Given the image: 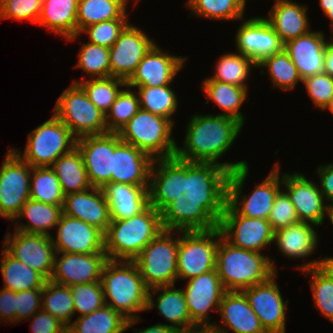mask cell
Instances as JSON below:
<instances>
[{
    "mask_svg": "<svg viewBox=\"0 0 333 333\" xmlns=\"http://www.w3.org/2000/svg\"><path fill=\"white\" fill-rule=\"evenodd\" d=\"M230 171L213 163L176 156L155 159L150 173L149 205L161 213L164 230L208 231L219 226L227 203Z\"/></svg>",
    "mask_w": 333,
    "mask_h": 333,
    "instance_id": "obj_1",
    "label": "cell"
},
{
    "mask_svg": "<svg viewBox=\"0 0 333 333\" xmlns=\"http://www.w3.org/2000/svg\"><path fill=\"white\" fill-rule=\"evenodd\" d=\"M244 125L235 118L220 114L193 115L186 127L183 147L177 146L175 156L188 162L213 163L232 172L248 165L246 160L220 162ZM219 159V161H218Z\"/></svg>",
    "mask_w": 333,
    "mask_h": 333,
    "instance_id": "obj_2",
    "label": "cell"
},
{
    "mask_svg": "<svg viewBox=\"0 0 333 333\" xmlns=\"http://www.w3.org/2000/svg\"><path fill=\"white\" fill-rule=\"evenodd\" d=\"M101 284L106 305L128 320L126 330L141 322L136 312L147 310L149 288L134 261L108 259L102 269Z\"/></svg>",
    "mask_w": 333,
    "mask_h": 333,
    "instance_id": "obj_3",
    "label": "cell"
},
{
    "mask_svg": "<svg viewBox=\"0 0 333 333\" xmlns=\"http://www.w3.org/2000/svg\"><path fill=\"white\" fill-rule=\"evenodd\" d=\"M162 230L161 213L151 205L131 218L111 220L104 234L107 259L133 261Z\"/></svg>",
    "mask_w": 333,
    "mask_h": 333,
    "instance_id": "obj_4",
    "label": "cell"
},
{
    "mask_svg": "<svg viewBox=\"0 0 333 333\" xmlns=\"http://www.w3.org/2000/svg\"><path fill=\"white\" fill-rule=\"evenodd\" d=\"M275 262L260 252L237 248L219 240L216 270L226 291H242L268 280L277 272Z\"/></svg>",
    "mask_w": 333,
    "mask_h": 333,
    "instance_id": "obj_5",
    "label": "cell"
},
{
    "mask_svg": "<svg viewBox=\"0 0 333 333\" xmlns=\"http://www.w3.org/2000/svg\"><path fill=\"white\" fill-rule=\"evenodd\" d=\"M174 121L139 109L118 132L121 141L131 144L155 159L173 157L177 143L173 138Z\"/></svg>",
    "mask_w": 333,
    "mask_h": 333,
    "instance_id": "obj_6",
    "label": "cell"
},
{
    "mask_svg": "<svg viewBox=\"0 0 333 333\" xmlns=\"http://www.w3.org/2000/svg\"><path fill=\"white\" fill-rule=\"evenodd\" d=\"M249 165L237 168L229 174L227 183V203L239 214L248 218L268 219L274 201L282 190L280 164L273 165L269 175L248 195H241ZM281 175V176H280Z\"/></svg>",
    "mask_w": 333,
    "mask_h": 333,
    "instance_id": "obj_7",
    "label": "cell"
},
{
    "mask_svg": "<svg viewBox=\"0 0 333 333\" xmlns=\"http://www.w3.org/2000/svg\"><path fill=\"white\" fill-rule=\"evenodd\" d=\"M77 138L54 114L51 118L29 132L22 154L12 150L31 167H51L62 155L76 147Z\"/></svg>",
    "mask_w": 333,
    "mask_h": 333,
    "instance_id": "obj_8",
    "label": "cell"
},
{
    "mask_svg": "<svg viewBox=\"0 0 333 333\" xmlns=\"http://www.w3.org/2000/svg\"><path fill=\"white\" fill-rule=\"evenodd\" d=\"M177 231L162 230L149 242L133 260L146 286H175L177 277V256L179 237L173 238Z\"/></svg>",
    "mask_w": 333,
    "mask_h": 333,
    "instance_id": "obj_9",
    "label": "cell"
},
{
    "mask_svg": "<svg viewBox=\"0 0 333 333\" xmlns=\"http://www.w3.org/2000/svg\"><path fill=\"white\" fill-rule=\"evenodd\" d=\"M53 111L77 139L107 132L105 114L89 100L78 83L72 82L62 92Z\"/></svg>",
    "mask_w": 333,
    "mask_h": 333,
    "instance_id": "obj_10",
    "label": "cell"
},
{
    "mask_svg": "<svg viewBox=\"0 0 333 333\" xmlns=\"http://www.w3.org/2000/svg\"><path fill=\"white\" fill-rule=\"evenodd\" d=\"M177 277L189 280L216 269L217 249L223 237L219 227L208 231H178Z\"/></svg>",
    "mask_w": 333,
    "mask_h": 333,
    "instance_id": "obj_11",
    "label": "cell"
},
{
    "mask_svg": "<svg viewBox=\"0 0 333 333\" xmlns=\"http://www.w3.org/2000/svg\"><path fill=\"white\" fill-rule=\"evenodd\" d=\"M32 167L9 148L0 169V217L11 220L30 199Z\"/></svg>",
    "mask_w": 333,
    "mask_h": 333,
    "instance_id": "obj_12",
    "label": "cell"
},
{
    "mask_svg": "<svg viewBox=\"0 0 333 333\" xmlns=\"http://www.w3.org/2000/svg\"><path fill=\"white\" fill-rule=\"evenodd\" d=\"M223 238L237 248L260 252L274 242V230L268 219L239 215L228 203L218 226Z\"/></svg>",
    "mask_w": 333,
    "mask_h": 333,
    "instance_id": "obj_13",
    "label": "cell"
},
{
    "mask_svg": "<svg viewBox=\"0 0 333 333\" xmlns=\"http://www.w3.org/2000/svg\"><path fill=\"white\" fill-rule=\"evenodd\" d=\"M3 247L16 259L39 272L46 280L54 269L55 247L52 237L43 234L8 231Z\"/></svg>",
    "mask_w": 333,
    "mask_h": 333,
    "instance_id": "obj_14",
    "label": "cell"
},
{
    "mask_svg": "<svg viewBox=\"0 0 333 333\" xmlns=\"http://www.w3.org/2000/svg\"><path fill=\"white\" fill-rule=\"evenodd\" d=\"M155 44L156 42L144 31L129 23L109 48L110 77L127 82Z\"/></svg>",
    "mask_w": 333,
    "mask_h": 333,
    "instance_id": "obj_15",
    "label": "cell"
},
{
    "mask_svg": "<svg viewBox=\"0 0 333 333\" xmlns=\"http://www.w3.org/2000/svg\"><path fill=\"white\" fill-rule=\"evenodd\" d=\"M276 272L268 280L242 290L249 305L268 333H286V309L276 281Z\"/></svg>",
    "mask_w": 333,
    "mask_h": 333,
    "instance_id": "obj_16",
    "label": "cell"
},
{
    "mask_svg": "<svg viewBox=\"0 0 333 333\" xmlns=\"http://www.w3.org/2000/svg\"><path fill=\"white\" fill-rule=\"evenodd\" d=\"M187 281L183 291L192 323L196 327H212L214 322L210 323L212 318L208 314L214 309L218 312L226 292L217 270L208 271Z\"/></svg>",
    "mask_w": 333,
    "mask_h": 333,
    "instance_id": "obj_17",
    "label": "cell"
},
{
    "mask_svg": "<svg viewBox=\"0 0 333 333\" xmlns=\"http://www.w3.org/2000/svg\"><path fill=\"white\" fill-rule=\"evenodd\" d=\"M239 26L235 37L236 49L257 65L284 49V43L266 17H251Z\"/></svg>",
    "mask_w": 333,
    "mask_h": 333,
    "instance_id": "obj_18",
    "label": "cell"
},
{
    "mask_svg": "<svg viewBox=\"0 0 333 333\" xmlns=\"http://www.w3.org/2000/svg\"><path fill=\"white\" fill-rule=\"evenodd\" d=\"M282 186L290 197L300 222L321 226L325 220L327 202L318 183L308 180L303 173L282 174Z\"/></svg>",
    "mask_w": 333,
    "mask_h": 333,
    "instance_id": "obj_19",
    "label": "cell"
},
{
    "mask_svg": "<svg viewBox=\"0 0 333 333\" xmlns=\"http://www.w3.org/2000/svg\"><path fill=\"white\" fill-rule=\"evenodd\" d=\"M76 147L82 154L90 185L103 188L107 183H112L114 133L78 138Z\"/></svg>",
    "mask_w": 333,
    "mask_h": 333,
    "instance_id": "obj_20",
    "label": "cell"
},
{
    "mask_svg": "<svg viewBox=\"0 0 333 333\" xmlns=\"http://www.w3.org/2000/svg\"><path fill=\"white\" fill-rule=\"evenodd\" d=\"M56 228L57 238L52 236L56 252L105 253L104 233L98 228L63 213Z\"/></svg>",
    "mask_w": 333,
    "mask_h": 333,
    "instance_id": "obj_21",
    "label": "cell"
},
{
    "mask_svg": "<svg viewBox=\"0 0 333 333\" xmlns=\"http://www.w3.org/2000/svg\"><path fill=\"white\" fill-rule=\"evenodd\" d=\"M107 260L106 253L56 252L54 269L49 280L69 287L101 281L102 269Z\"/></svg>",
    "mask_w": 333,
    "mask_h": 333,
    "instance_id": "obj_22",
    "label": "cell"
},
{
    "mask_svg": "<svg viewBox=\"0 0 333 333\" xmlns=\"http://www.w3.org/2000/svg\"><path fill=\"white\" fill-rule=\"evenodd\" d=\"M187 57L174 56L155 44L138 64L136 71L126 82L132 88L171 85L175 76L183 68Z\"/></svg>",
    "mask_w": 333,
    "mask_h": 333,
    "instance_id": "obj_23",
    "label": "cell"
},
{
    "mask_svg": "<svg viewBox=\"0 0 333 333\" xmlns=\"http://www.w3.org/2000/svg\"><path fill=\"white\" fill-rule=\"evenodd\" d=\"M154 159L114 133L112 183L132 184L149 189Z\"/></svg>",
    "mask_w": 333,
    "mask_h": 333,
    "instance_id": "obj_24",
    "label": "cell"
},
{
    "mask_svg": "<svg viewBox=\"0 0 333 333\" xmlns=\"http://www.w3.org/2000/svg\"><path fill=\"white\" fill-rule=\"evenodd\" d=\"M62 210L63 214L82 220L104 234L111 223L110 208L102 188L91 187L66 195Z\"/></svg>",
    "mask_w": 333,
    "mask_h": 333,
    "instance_id": "obj_25",
    "label": "cell"
},
{
    "mask_svg": "<svg viewBox=\"0 0 333 333\" xmlns=\"http://www.w3.org/2000/svg\"><path fill=\"white\" fill-rule=\"evenodd\" d=\"M218 312L222 318L221 324L226 326L220 327L215 322L212 327L219 333H228L227 328L234 333H268L242 291H226Z\"/></svg>",
    "mask_w": 333,
    "mask_h": 333,
    "instance_id": "obj_26",
    "label": "cell"
},
{
    "mask_svg": "<svg viewBox=\"0 0 333 333\" xmlns=\"http://www.w3.org/2000/svg\"><path fill=\"white\" fill-rule=\"evenodd\" d=\"M326 40L322 31H309L284 44L302 80L323 72Z\"/></svg>",
    "mask_w": 333,
    "mask_h": 333,
    "instance_id": "obj_27",
    "label": "cell"
},
{
    "mask_svg": "<svg viewBox=\"0 0 333 333\" xmlns=\"http://www.w3.org/2000/svg\"><path fill=\"white\" fill-rule=\"evenodd\" d=\"M307 8L292 0H275L266 19L284 44L310 31Z\"/></svg>",
    "mask_w": 333,
    "mask_h": 333,
    "instance_id": "obj_28",
    "label": "cell"
},
{
    "mask_svg": "<svg viewBox=\"0 0 333 333\" xmlns=\"http://www.w3.org/2000/svg\"><path fill=\"white\" fill-rule=\"evenodd\" d=\"M173 287L174 285L158 286L149 289L147 310L156 307L159 314H161L168 322L172 323L169 325L175 327L180 332L196 328L191 321L183 289H176ZM154 293L158 295L155 302L152 298Z\"/></svg>",
    "mask_w": 333,
    "mask_h": 333,
    "instance_id": "obj_29",
    "label": "cell"
},
{
    "mask_svg": "<svg viewBox=\"0 0 333 333\" xmlns=\"http://www.w3.org/2000/svg\"><path fill=\"white\" fill-rule=\"evenodd\" d=\"M110 208L111 220L138 215L149 205L148 189L124 183H107L102 188Z\"/></svg>",
    "mask_w": 333,
    "mask_h": 333,
    "instance_id": "obj_30",
    "label": "cell"
},
{
    "mask_svg": "<svg viewBox=\"0 0 333 333\" xmlns=\"http://www.w3.org/2000/svg\"><path fill=\"white\" fill-rule=\"evenodd\" d=\"M313 224L299 222L274 231V243L291 259L309 258L317 250L318 236Z\"/></svg>",
    "mask_w": 333,
    "mask_h": 333,
    "instance_id": "obj_31",
    "label": "cell"
},
{
    "mask_svg": "<svg viewBox=\"0 0 333 333\" xmlns=\"http://www.w3.org/2000/svg\"><path fill=\"white\" fill-rule=\"evenodd\" d=\"M78 0H43L37 25L63 36L66 40L77 35Z\"/></svg>",
    "mask_w": 333,
    "mask_h": 333,
    "instance_id": "obj_32",
    "label": "cell"
},
{
    "mask_svg": "<svg viewBox=\"0 0 333 333\" xmlns=\"http://www.w3.org/2000/svg\"><path fill=\"white\" fill-rule=\"evenodd\" d=\"M62 206L29 199L12 221L14 223L16 220L19 221V219L26 218L29 220V223L21 222L14 228L24 233L43 234L52 237L53 235L48 230L56 228V225L59 223L63 213Z\"/></svg>",
    "mask_w": 333,
    "mask_h": 333,
    "instance_id": "obj_33",
    "label": "cell"
},
{
    "mask_svg": "<svg viewBox=\"0 0 333 333\" xmlns=\"http://www.w3.org/2000/svg\"><path fill=\"white\" fill-rule=\"evenodd\" d=\"M128 2L129 0H78L77 35L67 40L74 41L90 25L111 19H128Z\"/></svg>",
    "mask_w": 333,
    "mask_h": 333,
    "instance_id": "obj_34",
    "label": "cell"
},
{
    "mask_svg": "<svg viewBox=\"0 0 333 333\" xmlns=\"http://www.w3.org/2000/svg\"><path fill=\"white\" fill-rule=\"evenodd\" d=\"M202 82L201 87L204 95L224 111L220 115L235 118L244 125L245 116L242 114L240 107L246 101L248 88L216 80H204Z\"/></svg>",
    "mask_w": 333,
    "mask_h": 333,
    "instance_id": "obj_35",
    "label": "cell"
},
{
    "mask_svg": "<svg viewBox=\"0 0 333 333\" xmlns=\"http://www.w3.org/2000/svg\"><path fill=\"white\" fill-rule=\"evenodd\" d=\"M51 168L55 171L65 196L92 187L87 177L82 154L77 147L59 157Z\"/></svg>",
    "mask_w": 333,
    "mask_h": 333,
    "instance_id": "obj_36",
    "label": "cell"
},
{
    "mask_svg": "<svg viewBox=\"0 0 333 333\" xmlns=\"http://www.w3.org/2000/svg\"><path fill=\"white\" fill-rule=\"evenodd\" d=\"M0 269L4 280L3 288L23 291L43 288L47 281L39 272L14 258L3 246Z\"/></svg>",
    "mask_w": 333,
    "mask_h": 333,
    "instance_id": "obj_37",
    "label": "cell"
},
{
    "mask_svg": "<svg viewBox=\"0 0 333 333\" xmlns=\"http://www.w3.org/2000/svg\"><path fill=\"white\" fill-rule=\"evenodd\" d=\"M127 319L109 305L90 314L78 316L68 327L67 333H123Z\"/></svg>",
    "mask_w": 333,
    "mask_h": 333,
    "instance_id": "obj_38",
    "label": "cell"
},
{
    "mask_svg": "<svg viewBox=\"0 0 333 333\" xmlns=\"http://www.w3.org/2000/svg\"><path fill=\"white\" fill-rule=\"evenodd\" d=\"M41 309L68 327L75 315L71 288L47 280L42 288Z\"/></svg>",
    "mask_w": 333,
    "mask_h": 333,
    "instance_id": "obj_39",
    "label": "cell"
},
{
    "mask_svg": "<svg viewBox=\"0 0 333 333\" xmlns=\"http://www.w3.org/2000/svg\"><path fill=\"white\" fill-rule=\"evenodd\" d=\"M216 63L214 75L205 80L222 81L235 86L249 88L247 78L250 76V69L252 67L257 68V64L252 59L236 51L235 53L223 54Z\"/></svg>",
    "mask_w": 333,
    "mask_h": 333,
    "instance_id": "obj_40",
    "label": "cell"
},
{
    "mask_svg": "<svg viewBox=\"0 0 333 333\" xmlns=\"http://www.w3.org/2000/svg\"><path fill=\"white\" fill-rule=\"evenodd\" d=\"M190 15L214 20H243L246 0H187Z\"/></svg>",
    "mask_w": 333,
    "mask_h": 333,
    "instance_id": "obj_41",
    "label": "cell"
},
{
    "mask_svg": "<svg viewBox=\"0 0 333 333\" xmlns=\"http://www.w3.org/2000/svg\"><path fill=\"white\" fill-rule=\"evenodd\" d=\"M64 198L60 182L51 167H32L30 199L52 205H63Z\"/></svg>",
    "mask_w": 333,
    "mask_h": 333,
    "instance_id": "obj_42",
    "label": "cell"
},
{
    "mask_svg": "<svg viewBox=\"0 0 333 333\" xmlns=\"http://www.w3.org/2000/svg\"><path fill=\"white\" fill-rule=\"evenodd\" d=\"M82 79L81 82L73 80V83H78L89 100L105 115L121 92L122 89L120 88L127 85L126 81L112 76L96 79H86L84 77Z\"/></svg>",
    "mask_w": 333,
    "mask_h": 333,
    "instance_id": "obj_43",
    "label": "cell"
},
{
    "mask_svg": "<svg viewBox=\"0 0 333 333\" xmlns=\"http://www.w3.org/2000/svg\"><path fill=\"white\" fill-rule=\"evenodd\" d=\"M170 87V85L136 87L138 89L136 93L139 98L140 108L173 120L172 117L174 116L172 115L178 109V99L177 94Z\"/></svg>",
    "mask_w": 333,
    "mask_h": 333,
    "instance_id": "obj_44",
    "label": "cell"
},
{
    "mask_svg": "<svg viewBox=\"0 0 333 333\" xmlns=\"http://www.w3.org/2000/svg\"><path fill=\"white\" fill-rule=\"evenodd\" d=\"M257 68H266L272 81L271 84L283 91L293 90L297 86V83H302V78L296 66L284 49L281 52L266 57L257 65Z\"/></svg>",
    "mask_w": 333,
    "mask_h": 333,
    "instance_id": "obj_45",
    "label": "cell"
},
{
    "mask_svg": "<svg viewBox=\"0 0 333 333\" xmlns=\"http://www.w3.org/2000/svg\"><path fill=\"white\" fill-rule=\"evenodd\" d=\"M139 109L140 103L136 91H131L126 85L105 115L107 132L118 133Z\"/></svg>",
    "mask_w": 333,
    "mask_h": 333,
    "instance_id": "obj_46",
    "label": "cell"
},
{
    "mask_svg": "<svg viewBox=\"0 0 333 333\" xmlns=\"http://www.w3.org/2000/svg\"><path fill=\"white\" fill-rule=\"evenodd\" d=\"M78 57L75 67L91 79L110 77L109 48L88 41L81 46Z\"/></svg>",
    "mask_w": 333,
    "mask_h": 333,
    "instance_id": "obj_47",
    "label": "cell"
},
{
    "mask_svg": "<svg viewBox=\"0 0 333 333\" xmlns=\"http://www.w3.org/2000/svg\"><path fill=\"white\" fill-rule=\"evenodd\" d=\"M305 275H312L310 286L314 304L325 318L333 323V280L329 279L317 267L303 270Z\"/></svg>",
    "mask_w": 333,
    "mask_h": 333,
    "instance_id": "obj_48",
    "label": "cell"
},
{
    "mask_svg": "<svg viewBox=\"0 0 333 333\" xmlns=\"http://www.w3.org/2000/svg\"><path fill=\"white\" fill-rule=\"evenodd\" d=\"M74 301L75 314L83 316L104 306L105 297L101 281L70 286Z\"/></svg>",
    "mask_w": 333,
    "mask_h": 333,
    "instance_id": "obj_49",
    "label": "cell"
},
{
    "mask_svg": "<svg viewBox=\"0 0 333 333\" xmlns=\"http://www.w3.org/2000/svg\"><path fill=\"white\" fill-rule=\"evenodd\" d=\"M43 0H0V19L28 20L37 24Z\"/></svg>",
    "mask_w": 333,
    "mask_h": 333,
    "instance_id": "obj_50",
    "label": "cell"
},
{
    "mask_svg": "<svg viewBox=\"0 0 333 333\" xmlns=\"http://www.w3.org/2000/svg\"><path fill=\"white\" fill-rule=\"evenodd\" d=\"M128 24L127 19H111L90 25L84 28L81 33L84 32L88 35L89 42L110 48Z\"/></svg>",
    "mask_w": 333,
    "mask_h": 333,
    "instance_id": "obj_51",
    "label": "cell"
},
{
    "mask_svg": "<svg viewBox=\"0 0 333 333\" xmlns=\"http://www.w3.org/2000/svg\"><path fill=\"white\" fill-rule=\"evenodd\" d=\"M302 83L313 104L324 111L333 97V78L322 72L304 78Z\"/></svg>",
    "mask_w": 333,
    "mask_h": 333,
    "instance_id": "obj_52",
    "label": "cell"
},
{
    "mask_svg": "<svg viewBox=\"0 0 333 333\" xmlns=\"http://www.w3.org/2000/svg\"><path fill=\"white\" fill-rule=\"evenodd\" d=\"M268 221L274 231L300 222L285 190L280 191L276 196Z\"/></svg>",
    "mask_w": 333,
    "mask_h": 333,
    "instance_id": "obj_53",
    "label": "cell"
},
{
    "mask_svg": "<svg viewBox=\"0 0 333 333\" xmlns=\"http://www.w3.org/2000/svg\"><path fill=\"white\" fill-rule=\"evenodd\" d=\"M42 288L16 292L15 324L29 320L41 309Z\"/></svg>",
    "mask_w": 333,
    "mask_h": 333,
    "instance_id": "obj_54",
    "label": "cell"
},
{
    "mask_svg": "<svg viewBox=\"0 0 333 333\" xmlns=\"http://www.w3.org/2000/svg\"><path fill=\"white\" fill-rule=\"evenodd\" d=\"M32 333H67V327L48 312H36L30 319Z\"/></svg>",
    "mask_w": 333,
    "mask_h": 333,
    "instance_id": "obj_55",
    "label": "cell"
},
{
    "mask_svg": "<svg viewBox=\"0 0 333 333\" xmlns=\"http://www.w3.org/2000/svg\"><path fill=\"white\" fill-rule=\"evenodd\" d=\"M318 178L320 179L319 189L325 201L333 204V163L320 165L316 169Z\"/></svg>",
    "mask_w": 333,
    "mask_h": 333,
    "instance_id": "obj_56",
    "label": "cell"
},
{
    "mask_svg": "<svg viewBox=\"0 0 333 333\" xmlns=\"http://www.w3.org/2000/svg\"><path fill=\"white\" fill-rule=\"evenodd\" d=\"M16 292L2 288L0 290V320L15 323Z\"/></svg>",
    "mask_w": 333,
    "mask_h": 333,
    "instance_id": "obj_57",
    "label": "cell"
},
{
    "mask_svg": "<svg viewBox=\"0 0 333 333\" xmlns=\"http://www.w3.org/2000/svg\"><path fill=\"white\" fill-rule=\"evenodd\" d=\"M317 267L323 274H325L329 279L333 280V256H327L326 258L310 260L309 262L298 265L300 271Z\"/></svg>",
    "mask_w": 333,
    "mask_h": 333,
    "instance_id": "obj_58",
    "label": "cell"
},
{
    "mask_svg": "<svg viewBox=\"0 0 333 333\" xmlns=\"http://www.w3.org/2000/svg\"><path fill=\"white\" fill-rule=\"evenodd\" d=\"M327 45L325 46L324 67L323 72L333 78V38L330 36Z\"/></svg>",
    "mask_w": 333,
    "mask_h": 333,
    "instance_id": "obj_59",
    "label": "cell"
},
{
    "mask_svg": "<svg viewBox=\"0 0 333 333\" xmlns=\"http://www.w3.org/2000/svg\"><path fill=\"white\" fill-rule=\"evenodd\" d=\"M134 333H181L178 329L175 327L170 326L169 324H162L158 323L156 325L147 327L145 329H140L139 332L136 329H134Z\"/></svg>",
    "mask_w": 333,
    "mask_h": 333,
    "instance_id": "obj_60",
    "label": "cell"
},
{
    "mask_svg": "<svg viewBox=\"0 0 333 333\" xmlns=\"http://www.w3.org/2000/svg\"><path fill=\"white\" fill-rule=\"evenodd\" d=\"M323 13L329 18L333 35V0H319Z\"/></svg>",
    "mask_w": 333,
    "mask_h": 333,
    "instance_id": "obj_61",
    "label": "cell"
},
{
    "mask_svg": "<svg viewBox=\"0 0 333 333\" xmlns=\"http://www.w3.org/2000/svg\"><path fill=\"white\" fill-rule=\"evenodd\" d=\"M181 333H219L213 327H196Z\"/></svg>",
    "mask_w": 333,
    "mask_h": 333,
    "instance_id": "obj_62",
    "label": "cell"
},
{
    "mask_svg": "<svg viewBox=\"0 0 333 333\" xmlns=\"http://www.w3.org/2000/svg\"><path fill=\"white\" fill-rule=\"evenodd\" d=\"M325 216H326L325 218H327V216L329 217V220L331 221V224L333 225V204H328Z\"/></svg>",
    "mask_w": 333,
    "mask_h": 333,
    "instance_id": "obj_63",
    "label": "cell"
},
{
    "mask_svg": "<svg viewBox=\"0 0 333 333\" xmlns=\"http://www.w3.org/2000/svg\"><path fill=\"white\" fill-rule=\"evenodd\" d=\"M324 110H328V111H330L333 114V97L330 100L329 104L325 107Z\"/></svg>",
    "mask_w": 333,
    "mask_h": 333,
    "instance_id": "obj_64",
    "label": "cell"
}]
</instances>
